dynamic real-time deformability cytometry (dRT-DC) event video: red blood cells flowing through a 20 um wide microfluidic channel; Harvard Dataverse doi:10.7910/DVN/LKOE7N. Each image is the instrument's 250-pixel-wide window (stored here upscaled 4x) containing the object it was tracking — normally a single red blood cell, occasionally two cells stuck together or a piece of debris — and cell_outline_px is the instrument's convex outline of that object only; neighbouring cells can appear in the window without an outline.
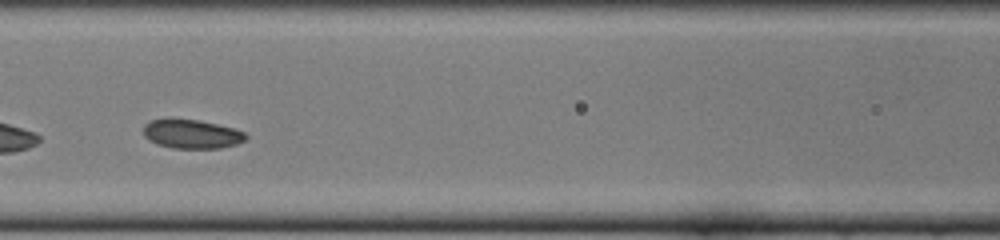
{"species": "common noctule bat (a hibernating species)", "species_latin": "Nyctalus noctula", "temperature_condition": "cold", "stored_images_in_passage": 40, "camera_frame_rate_fps": 3000, "um_per_image_px": 0.085, "animal": {"sex": "female", "body_mass_g": 22.0, "forearm_length_mm": 56.7}, "frame": {"image": 1, "passage_image": 12, "time_ms": 3.667, "image_size_px": [1000, 240], "cell_outline_px": [[248, 136], [244, 140], [236, 144], [220, 148], [172, 148], [156, 144], [148, 140], [144, 136], [144, 124], [148, 120], [168, 116], [172, 116], [200, 120], [232, 128], [244, 132]], "centroid_in_image_um": [16.2, 11.35], "position_along_channel_um": 150.4, "area_um2": 17.86}, "authors_computed_cell_mechanics": {"area_um2": 17.7157, "velocity_mm_per_s": 3.8694, "shape_relaxation_time_tau1_ms": 2.4132, "shape_relaxation_time_tau2_ms": 6.9554, "deformation_change_tau1": 0.0356, "deformation_change_tau2": 0.1058}}